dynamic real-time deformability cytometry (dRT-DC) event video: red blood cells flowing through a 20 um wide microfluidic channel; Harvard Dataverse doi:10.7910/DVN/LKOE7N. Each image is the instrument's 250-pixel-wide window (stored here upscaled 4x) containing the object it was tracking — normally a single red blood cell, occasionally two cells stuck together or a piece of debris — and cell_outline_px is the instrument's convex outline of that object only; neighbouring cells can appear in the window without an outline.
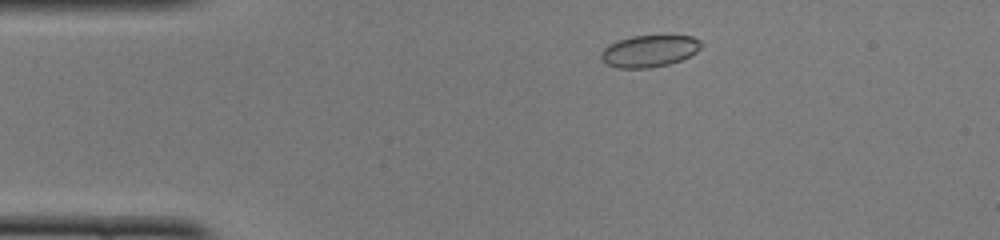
{"species": "common noctule bat (a hibernating species)", "species_latin": "Nyctalus noctula", "temperature_condition": "cold", "stored_images_in_passage": 44, "camera_frame_rate_fps": 3000, "um_per_image_px": 0.085, "animal": {"sex": "female", "body_mass_g": 22.0, "forearm_length_mm": 56.7}, "frame": {"image": 1, "passage_image": 4, "time_ms": 1.0, "image_size_px": [1000, 240], "cell_outline_px": [[704, 44], [696, 52], [680, 60], [668, 64], [648, 68], [616, 68], [608, 64], [600, 56], [600, 52], [608, 44], [632, 36], [692, 36], [700, 40]], "centroid_in_image_um": [55.19, 4.34], "position_along_channel_um": 29.8, "area_um2": 18.44}}
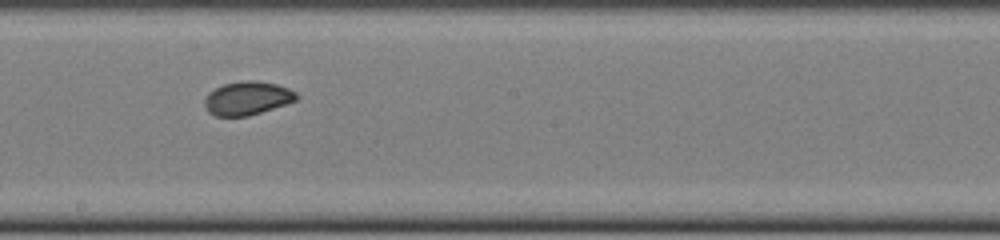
{"frame": {"image": 2, "passage_image": 22, "time_ms": 7.0, "image_size_px": [1000, 240], "cell_outline_px": [[300, 96], [296, 100], [248, 116], [216, 116], [208, 112], [204, 104], [204, 100], [208, 92], [224, 84], [244, 80], [256, 80], [276, 84], [288, 88], [296, 92]], "centroid_in_image_um": [21.01, 8.34], "position_along_channel_um": 227.2, "area_um2": 17.86}}
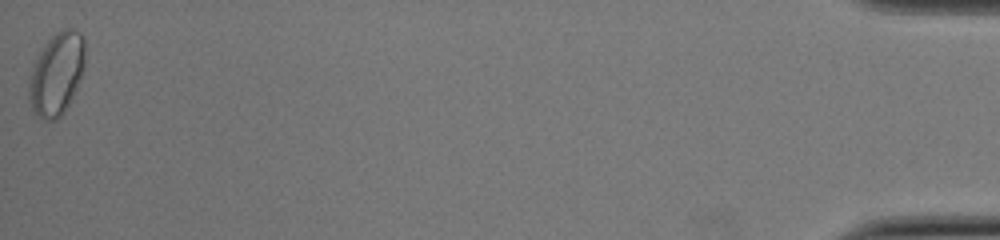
{"frame": {"image": 3, "passage_image": 44, "time_ms": 14.333, "image_size_px": [1000, 240], "cell_outline_px": [[84, 68], [76, 88], [64, 112], [56, 120], [44, 120], [32, 108], [28, 96], [28, 76], [32, 64], [40, 48], [56, 32], [64, 28], [72, 28], [80, 32], [84, 36]], "centroid_in_image_um": [4.79, 6.23], "position_along_channel_um": 430.4, "area_um2": 27.17}, "authors_computed_cell_mechanics": {"area_um2": 18.3515, "velocity_mm_per_s": 4.0778, "shape_relaxation_time_tau1_ms": 2.3981, "shape_relaxation_time_tau2_ms": 2.7885, "deformation_change_tau1": 0.0876, "deformation_change_tau2": 0.0429}}